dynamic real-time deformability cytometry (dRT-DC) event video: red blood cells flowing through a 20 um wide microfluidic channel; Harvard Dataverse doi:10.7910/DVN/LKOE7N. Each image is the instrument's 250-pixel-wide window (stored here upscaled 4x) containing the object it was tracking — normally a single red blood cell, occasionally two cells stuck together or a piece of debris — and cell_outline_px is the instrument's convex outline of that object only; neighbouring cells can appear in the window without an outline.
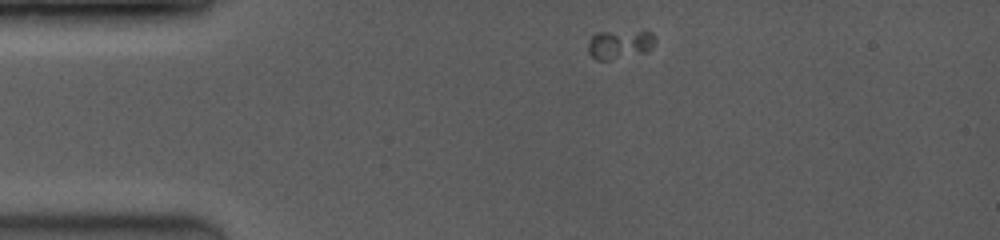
{"species": "common noctule bat (a hibernating species)", "species_latin": "Nyctalus noctula", "temperature_condition": "room temperature", "stored_images_in_passage": 11, "camera_frame_rate_fps": 3500, "um_per_image_px": 0.085, "animal": {"sex": "female", "body_mass_g": 19.0, "forearm_length_mm": 53.3}, "frame": {"image": 1, "passage_image": 1, "time_ms": 0.0, "image_size_px": [1000, 240], "cell_outline_px": [[656, 40], [652, 48], [648, 52], [608, 60], [596, 60], [588, 52], [588, 40], [596, 32], [652, 32], [656, 36]], "centroid_in_image_um": [52.68, 3.78], "position_along_channel_um": 32.3, "area_um2": 11.33}}